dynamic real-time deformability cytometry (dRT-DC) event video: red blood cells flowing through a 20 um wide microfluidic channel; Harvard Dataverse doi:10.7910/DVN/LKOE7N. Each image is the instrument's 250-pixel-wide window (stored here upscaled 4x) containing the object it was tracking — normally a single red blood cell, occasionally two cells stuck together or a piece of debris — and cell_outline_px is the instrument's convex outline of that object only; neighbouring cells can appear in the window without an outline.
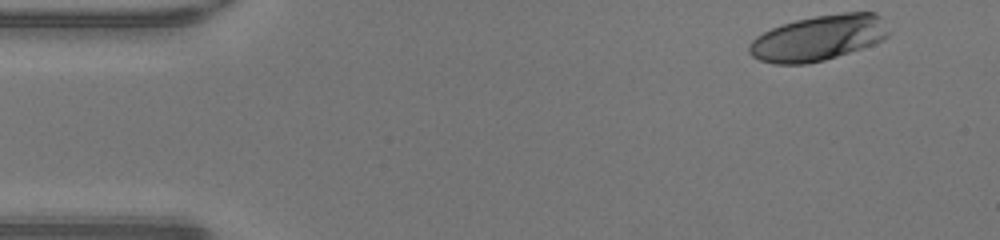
{"species": "human", "species_latin": "Homo sapiens", "temperature_condition": "warm", "stored_images_in_passage": 45, "camera_frame_rate_fps": 3000, "um_per_image_px": 0.085, "donor": {"sex": "male"}, "frame": {"image": 1, "passage_image": 1, "time_ms": 0.0, "image_size_px": [1000, 240], "cell_outline_px": [[888, 36], [884, 40], [824, 60], [808, 64], [772, 64], [760, 60], [752, 56], [748, 52], [748, 44], [756, 36], [772, 28], [796, 20], [816, 16], [844, 12], [876, 12], [880, 16], [888, 32]], "centroid_in_image_um": [69.54, 3.23], "position_along_channel_um": 15.5, "area_um2": 36.7}}
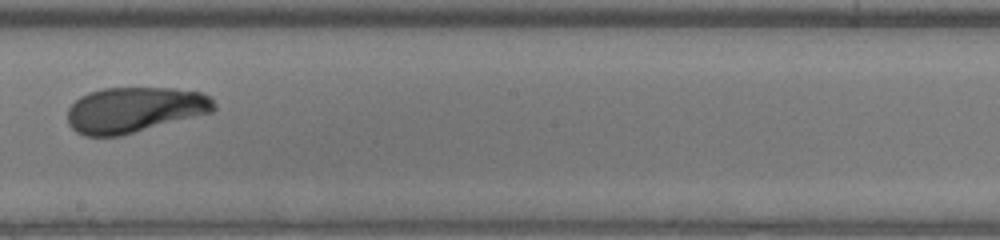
{"frame": {"image": 2, "passage_image": 24, "time_ms": 7.667, "image_size_px": [1000, 240], "cell_outline_px": [[216, 108], [212, 112], [120, 136], [84, 136], [76, 132], [68, 124], [68, 108], [80, 96], [88, 92], [104, 88], [172, 88], [200, 92], [212, 96]], "centroid_in_image_um": [11.42, 9.33], "position_along_channel_um": 236.8, "area_um2": 38.9}}
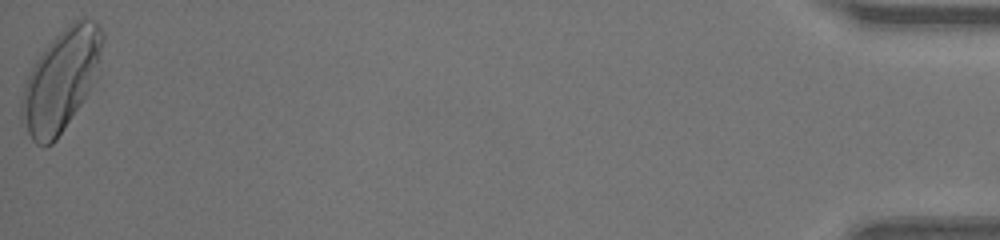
{"frame": {"image": 3, "passage_image": 45, "time_ms": 14.667, "image_size_px": [1000, 240], "cell_outline_px": [[104, 40], [88, 92], [56, 140], [52, 144], [44, 148], [36, 144], [32, 140], [20, 120], [20, 100], [24, 84], [36, 60], [44, 48], [72, 20], [80, 16], [96, 20], [100, 24], [104, 32]], "centroid_in_image_um": [5.14, 6.8], "position_along_channel_um": 430.1, "area_um2": 47.34}, "authors_computed_cell_mechanics": {"area_um2": 38.726, "velocity_mm_per_s": 4.2946, "shape_relaxation_time_tau1_ms": 2.5803, "shape_relaxation_time_tau2_ms": 2.0693, "deformation_change_tau1": 0.1623, "deformation_change_tau2": 0.0905}}